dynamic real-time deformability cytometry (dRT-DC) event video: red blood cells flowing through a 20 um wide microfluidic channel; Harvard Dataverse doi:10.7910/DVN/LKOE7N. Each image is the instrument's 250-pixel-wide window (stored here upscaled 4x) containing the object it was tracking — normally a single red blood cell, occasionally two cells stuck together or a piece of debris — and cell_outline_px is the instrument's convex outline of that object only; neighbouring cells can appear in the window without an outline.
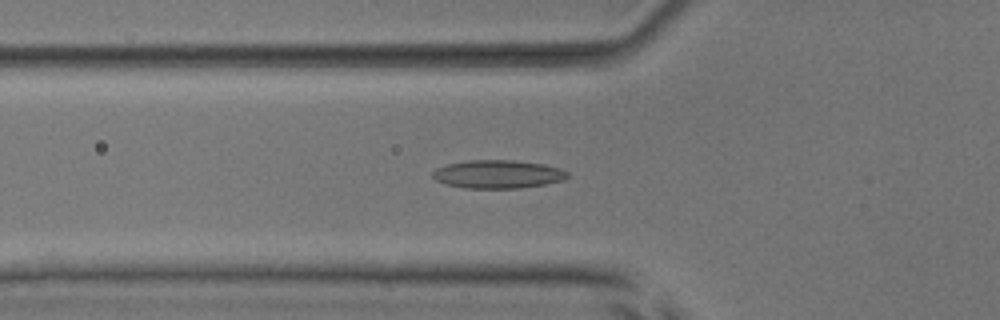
{"species": "common noctule bat (a hibernating species)", "species_latin": "Nyctalus noctula", "temperature_condition": "room temperature", "stored_images_in_passage": 16, "camera_frame_rate_fps": 3000, "um_per_image_px": 0.085, "animal": {"sex": "male", "body_mass_g": 17.9, "forearm_length_mm": 54.2}, "frame": {"image": 1, "passage_image": 3, "time_ms": 0.667, "image_size_px": [1000, 320], "cell_outline_px": [[568, 176], [564, 180], [544, 184], [520, 188], [468, 188], [448, 184], [436, 180], [432, 176], [432, 172], [436, 168], [448, 164], [468, 160], [512, 160], [544, 164], [560, 168], [568, 172]], "centroid_in_image_um": [42.33, 14.8], "position_along_channel_um": 83.5, "area_um2": 22.08}}
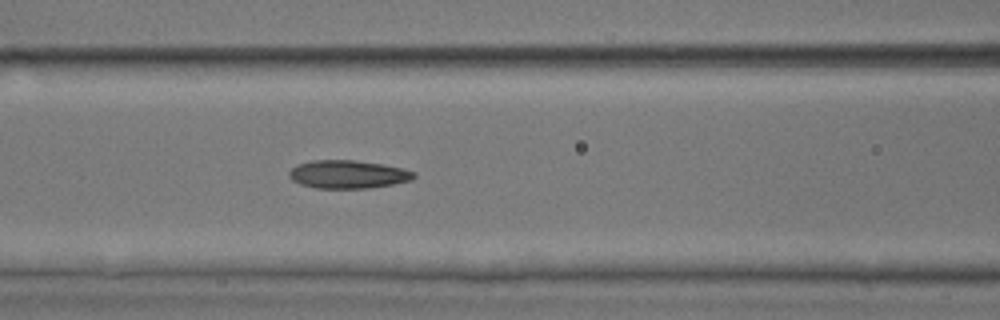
{"frame": {"image": 2, "passage_image": 7, "time_ms": 2.0, "image_size_px": [1000, 320], "cell_outline_px": [[416, 176], [412, 180], [392, 184], [368, 188], [316, 188], [300, 184], [292, 180], [288, 176], [288, 172], [296, 164], [312, 160], [352, 160], [384, 164], [416, 172]], "centroid_in_image_um": [29.55, 14.81], "position_along_channel_um": 137.0, "area_um2": 20.52}}
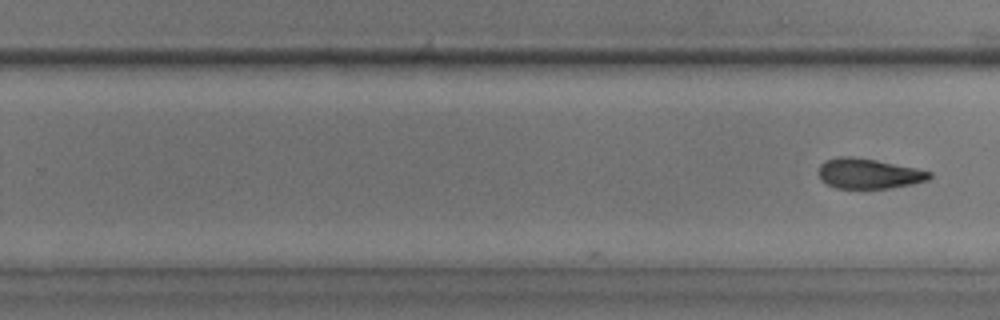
{"frame": {"image": 3, "passage_image": 16, "time_ms": 5.0, "image_size_px": [1000, 320], "cell_outline_px": [[932, 176], [928, 180], [912, 184], [888, 188], [836, 188], [820, 180], [820, 164], [824, 160], [836, 156], [852, 156], [876, 160], [916, 168], [932, 172]], "centroid_in_image_um": [73.83, 14.74], "position_along_channel_um": 256.0, "area_um2": 19.48}}